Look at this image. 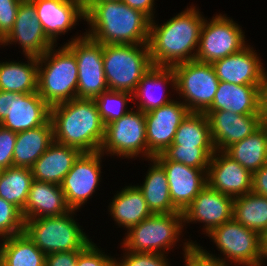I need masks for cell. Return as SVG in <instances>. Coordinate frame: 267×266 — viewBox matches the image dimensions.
<instances>
[{"mask_svg":"<svg viewBox=\"0 0 267 266\" xmlns=\"http://www.w3.org/2000/svg\"><path fill=\"white\" fill-rule=\"evenodd\" d=\"M204 20L196 6H187L162 25L152 19L148 39L152 65L173 67L195 60Z\"/></svg>","mask_w":267,"mask_h":266,"instance_id":"cell-1","label":"cell"},{"mask_svg":"<svg viewBox=\"0 0 267 266\" xmlns=\"http://www.w3.org/2000/svg\"><path fill=\"white\" fill-rule=\"evenodd\" d=\"M85 20L100 44H148L151 19L124 2H85Z\"/></svg>","mask_w":267,"mask_h":266,"instance_id":"cell-2","label":"cell"},{"mask_svg":"<svg viewBox=\"0 0 267 266\" xmlns=\"http://www.w3.org/2000/svg\"><path fill=\"white\" fill-rule=\"evenodd\" d=\"M54 141L81 152L100 151L105 124L93 99H72L50 108Z\"/></svg>","mask_w":267,"mask_h":266,"instance_id":"cell-3","label":"cell"},{"mask_svg":"<svg viewBox=\"0 0 267 266\" xmlns=\"http://www.w3.org/2000/svg\"><path fill=\"white\" fill-rule=\"evenodd\" d=\"M56 47L38 58L37 92L50 107L77 98L76 56L65 44Z\"/></svg>","mask_w":267,"mask_h":266,"instance_id":"cell-4","label":"cell"},{"mask_svg":"<svg viewBox=\"0 0 267 266\" xmlns=\"http://www.w3.org/2000/svg\"><path fill=\"white\" fill-rule=\"evenodd\" d=\"M76 211L71 209L60 216L25 220L24 232L45 255L82 251L92 239L74 219Z\"/></svg>","mask_w":267,"mask_h":266,"instance_id":"cell-5","label":"cell"},{"mask_svg":"<svg viewBox=\"0 0 267 266\" xmlns=\"http://www.w3.org/2000/svg\"><path fill=\"white\" fill-rule=\"evenodd\" d=\"M103 66L109 90L133 93L153 66L148 44H104Z\"/></svg>","mask_w":267,"mask_h":266,"instance_id":"cell-6","label":"cell"},{"mask_svg":"<svg viewBox=\"0 0 267 266\" xmlns=\"http://www.w3.org/2000/svg\"><path fill=\"white\" fill-rule=\"evenodd\" d=\"M184 226L183 212L152 214L125 233L122 250L167 254L178 243Z\"/></svg>","mask_w":267,"mask_h":266,"instance_id":"cell-7","label":"cell"},{"mask_svg":"<svg viewBox=\"0 0 267 266\" xmlns=\"http://www.w3.org/2000/svg\"><path fill=\"white\" fill-rule=\"evenodd\" d=\"M223 254L224 263L242 266H261L263 236L233 218L206 234ZM226 257V258H225Z\"/></svg>","mask_w":267,"mask_h":266,"instance_id":"cell-8","label":"cell"},{"mask_svg":"<svg viewBox=\"0 0 267 266\" xmlns=\"http://www.w3.org/2000/svg\"><path fill=\"white\" fill-rule=\"evenodd\" d=\"M175 91L190 112L205 113L212 105L218 88L212 64L196 60L179 63L173 67Z\"/></svg>","mask_w":267,"mask_h":266,"instance_id":"cell-9","label":"cell"},{"mask_svg":"<svg viewBox=\"0 0 267 266\" xmlns=\"http://www.w3.org/2000/svg\"><path fill=\"white\" fill-rule=\"evenodd\" d=\"M133 109L132 107L120 119L105 125L104 138L100 147L103 155H115L125 159L141 156L147 160L145 113Z\"/></svg>","mask_w":267,"mask_h":266,"instance_id":"cell-10","label":"cell"},{"mask_svg":"<svg viewBox=\"0 0 267 266\" xmlns=\"http://www.w3.org/2000/svg\"><path fill=\"white\" fill-rule=\"evenodd\" d=\"M241 26L221 13L209 21L205 18L195 60L212 64L237 53L248 45Z\"/></svg>","mask_w":267,"mask_h":266,"instance_id":"cell-11","label":"cell"},{"mask_svg":"<svg viewBox=\"0 0 267 266\" xmlns=\"http://www.w3.org/2000/svg\"><path fill=\"white\" fill-rule=\"evenodd\" d=\"M65 45L75 54L78 64L77 98L94 99L108 90L103 66V44L86 34L74 36Z\"/></svg>","mask_w":267,"mask_h":266,"instance_id":"cell-12","label":"cell"},{"mask_svg":"<svg viewBox=\"0 0 267 266\" xmlns=\"http://www.w3.org/2000/svg\"><path fill=\"white\" fill-rule=\"evenodd\" d=\"M50 108L38 92L0 91V126L16 133L39 127L50 120Z\"/></svg>","mask_w":267,"mask_h":266,"instance_id":"cell-13","label":"cell"},{"mask_svg":"<svg viewBox=\"0 0 267 266\" xmlns=\"http://www.w3.org/2000/svg\"><path fill=\"white\" fill-rule=\"evenodd\" d=\"M104 155L100 151L82 152L61 183L67 205L79 210L97 190L102 180L101 168Z\"/></svg>","mask_w":267,"mask_h":266,"instance_id":"cell-14","label":"cell"},{"mask_svg":"<svg viewBox=\"0 0 267 266\" xmlns=\"http://www.w3.org/2000/svg\"><path fill=\"white\" fill-rule=\"evenodd\" d=\"M189 113L177 99L145 113L147 160L162 154L172 144L177 128Z\"/></svg>","mask_w":267,"mask_h":266,"instance_id":"cell-15","label":"cell"},{"mask_svg":"<svg viewBox=\"0 0 267 266\" xmlns=\"http://www.w3.org/2000/svg\"><path fill=\"white\" fill-rule=\"evenodd\" d=\"M37 16L35 5L30 0H23L17 11L14 26L0 41V45L5 47L18 43L25 57L40 58L55 45L45 35Z\"/></svg>","mask_w":267,"mask_h":266,"instance_id":"cell-16","label":"cell"},{"mask_svg":"<svg viewBox=\"0 0 267 266\" xmlns=\"http://www.w3.org/2000/svg\"><path fill=\"white\" fill-rule=\"evenodd\" d=\"M211 138L217 151H225L232 144L253 134L264 123L261 114L240 115L229 111H206Z\"/></svg>","mask_w":267,"mask_h":266,"instance_id":"cell-17","label":"cell"},{"mask_svg":"<svg viewBox=\"0 0 267 266\" xmlns=\"http://www.w3.org/2000/svg\"><path fill=\"white\" fill-rule=\"evenodd\" d=\"M30 1L36 7L37 17L45 35L55 45H57L58 35L68 33L78 24L79 20L85 21V2L83 0Z\"/></svg>","mask_w":267,"mask_h":266,"instance_id":"cell-18","label":"cell"},{"mask_svg":"<svg viewBox=\"0 0 267 266\" xmlns=\"http://www.w3.org/2000/svg\"><path fill=\"white\" fill-rule=\"evenodd\" d=\"M234 198L212 189L208 184L183 212L184 224H204L203 234L232 219Z\"/></svg>","mask_w":267,"mask_h":266,"instance_id":"cell-19","label":"cell"},{"mask_svg":"<svg viewBox=\"0 0 267 266\" xmlns=\"http://www.w3.org/2000/svg\"><path fill=\"white\" fill-rule=\"evenodd\" d=\"M253 174L224 151H215L207 171V184L233 198L252 191Z\"/></svg>","mask_w":267,"mask_h":266,"instance_id":"cell-20","label":"cell"},{"mask_svg":"<svg viewBox=\"0 0 267 266\" xmlns=\"http://www.w3.org/2000/svg\"><path fill=\"white\" fill-rule=\"evenodd\" d=\"M164 169L173 205L184 212L207 185L208 169H198L171 160H156Z\"/></svg>","mask_w":267,"mask_h":266,"instance_id":"cell-21","label":"cell"},{"mask_svg":"<svg viewBox=\"0 0 267 266\" xmlns=\"http://www.w3.org/2000/svg\"><path fill=\"white\" fill-rule=\"evenodd\" d=\"M255 51L248 44L239 52L212 63L219 81L236 85H259L265 68Z\"/></svg>","mask_w":267,"mask_h":266,"instance_id":"cell-22","label":"cell"},{"mask_svg":"<svg viewBox=\"0 0 267 266\" xmlns=\"http://www.w3.org/2000/svg\"><path fill=\"white\" fill-rule=\"evenodd\" d=\"M175 90V73L172 67L152 66L140 79L135 91L132 93V100H137V110L143 113L151 112L174 99H169L163 90L166 86ZM160 87V88H159ZM158 89L163 90L161 94L156 93Z\"/></svg>","mask_w":267,"mask_h":266,"instance_id":"cell-23","label":"cell"},{"mask_svg":"<svg viewBox=\"0 0 267 266\" xmlns=\"http://www.w3.org/2000/svg\"><path fill=\"white\" fill-rule=\"evenodd\" d=\"M70 210L60 185L33 180L22 215L28 220L60 216Z\"/></svg>","mask_w":267,"mask_h":266,"instance_id":"cell-24","label":"cell"},{"mask_svg":"<svg viewBox=\"0 0 267 266\" xmlns=\"http://www.w3.org/2000/svg\"><path fill=\"white\" fill-rule=\"evenodd\" d=\"M81 153L75 147L54 141L31 168L33 179L61 185Z\"/></svg>","mask_w":267,"mask_h":266,"instance_id":"cell-25","label":"cell"},{"mask_svg":"<svg viewBox=\"0 0 267 266\" xmlns=\"http://www.w3.org/2000/svg\"><path fill=\"white\" fill-rule=\"evenodd\" d=\"M229 111L240 115L260 114L258 85H236L220 81L207 111Z\"/></svg>","mask_w":267,"mask_h":266,"instance_id":"cell-26","label":"cell"},{"mask_svg":"<svg viewBox=\"0 0 267 266\" xmlns=\"http://www.w3.org/2000/svg\"><path fill=\"white\" fill-rule=\"evenodd\" d=\"M108 208L119 228L124 227L127 231L152 215L142 192L131 184L117 191Z\"/></svg>","mask_w":267,"mask_h":266,"instance_id":"cell-27","label":"cell"},{"mask_svg":"<svg viewBox=\"0 0 267 266\" xmlns=\"http://www.w3.org/2000/svg\"><path fill=\"white\" fill-rule=\"evenodd\" d=\"M53 142L51 120L39 127L18 132L13 151V166L31 169Z\"/></svg>","mask_w":267,"mask_h":266,"instance_id":"cell-28","label":"cell"},{"mask_svg":"<svg viewBox=\"0 0 267 266\" xmlns=\"http://www.w3.org/2000/svg\"><path fill=\"white\" fill-rule=\"evenodd\" d=\"M150 168L143 184L136 185L142 192L152 214L179 213L170 198L169 184L163 167L154 159H149Z\"/></svg>","mask_w":267,"mask_h":266,"instance_id":"cell-29","label":"cell"},{"mask_svg":"<svg viewBox=\"0 0 267 266\" xmlns=\"http://www.w3.org/2000/svg\"><path fill=\"white\" fill-rule=\"evenodd\" d=\"M224 152L252 174L267 165V122Z\"/></svg>","mask_w":267,"mask_h":266,"instance_id":"cell-30","label":"cell"},{"mask_svg":"<svg viewBox=\"0 0 267 266\" xmlns=\"http://www.w3.org/2000/svg\"><path fill=\"white\" fill-rule=\"evenodd\" d=\"M27 63L0 61V91L37 92L38 58L26 56Z\"/></svg>","mask_w":267,"mask_h":266,"instance_id":"cell-31","label":"cell"},{"mask_svg":"<svg viewBox=\"0 0 267 266\" xmlns=\"http://www.w3.org/2000/svg\"><path fill=\"white\" fill-rule=\"evenodd\" d=\"M167 149H215L206 114L190 112L180 123Z\"/></svg>","mask_w":267,"mask_h":266,"instance_id":"cell-32","label":"cell"},{"mask_svg":"<svg viewBox=\"0 0 267 266\" xmlns=\"http://www.w3.org/2000/svg\"><path fill=\"white\" fill-rule=\"evenodd\" d=\"M0 240L4 266H45L46 255L25 232Z\"/></svg>","mask_w":267,"mask_h":266,"instance_id":"cell-33","label":"cell"},{"mask_svg":"<svg viewBox=\"0 0 267 266\" xmlns=\"http://www.w3.org/2000/svg\"><path fill=\"white\" fill-rule=\"evenodd\" d=\"M232 218L263 236L267 233V197L252 191L235 197Z\"/></svg>","mask_w":267,"mask_h":266,"instance_id":"cell-34","label":"cell"},{"mask_svg":"<svg viewBox=\"0 0 267 266\" xmlns=\"http://www.w3.org/2000/svg\"><path fill=\"white\" fill-rule=\"evenodd\" d=\"M33 180L30 168L12 166L0 171V197L23 212Z\"/></svg>","mask_w":267,"mask_h":266,"instance_id":"cell-35","label":"cell"},{"mask_svg":"<svg viewBox=\"0 0 267 266\" xmlns=\"http://www.w3.org/2000/svg\"><path fill=\"white\" fill-rule=\"evenodd\" d=\"M93 100L105 125L127 114L130 111L127 104L133 102L132 93L109 89Z\"/></svg>","mask_w":267,"mask_h":266,"instance_id":"cell-36","label":"cell"},{"mask_svg":"<svg viewBox=\"0 0 267 266\" xmlns=\"http://www.w3.org/2000/svg\"><path fill=\"white\" fill-rule=\"evenodd\" d=\"M216 149H166L153 157L155 160H171L198 169H208Z\"/></svg>","mask_w":267,"mask_h":266,"instance_id":"cell-37","label":"cell"},{"mask_svg":"<svg viewBox=\"0 0 267 266\" xmlns=\"http://www.w3.org/2000/svg\"><path fill=\"white\" fill-rule=\"evenodd\" d=\"M24 224L22 211L0 197V239L24 232Z\"/></svg>","mask_w":267,"mask_h":266,"instance_id":"cell-38","label":"cell"},{"mask_svg":"<svg viewBox=\"0 0 267 266\" xmlns=\"http://www.w3.org/2000/svg\"><path fill=\"white\" fill-rule=\"evenodd\" d=\"M194 241L183 243L185 266H229Z\"/></svg>","mask_w":267,"mask_h":266,"instance_id":"cell-39","label":"cell"},{"mask_svg":"<svg viewBox=\"0 0 267 266\" xmlns=\"http://www.w3.org/2000/svg\"><path fill=\"white\" fill-rule=\"evenodd\" d=\"M123 252L121 259L115 258V266H171L166 258L168 255L165 254L134 253L125 249Z\"/></svg>","mask_w":267,"mask_h":266,"instance_id":"cell-40","label":"cell"},{"mask_svg":"<svg viewBox=\"0 0 267 266\" xmlns=\"http://www.w3.org/2000/svg\"><path fill=\"white\" fill-rule=\"evenodd\" d=\"M76 266H115V258L105 254V251L92 241L78 254Z\"/></svg>","mask_w":267,"mask_h":266,"instance_id":"cell-41","label":"cell"},{"mask_svg":"<svg viewBox=\"0 0 267 266\" xmlns=\"http://www.w3.org/2000/svg\"><path fill=\"white\" fill-rule=\"evenodd\" d=\"M17 133L0 126V171L13 166Z\"/></svg>","mask_w":267,"mask_h":266,"instance_id":"cell-42","label":"cell"},{"mask_svg":"<svg viewBox=\"0 0 267 266\" xmlns=\"http://www.w3.org/2000/svg\"><path fill=\"white\" fill-rule=\"evenodd\" d=\"M23 0H0V41L14 26L17 11Z\"/></svg>","mask_w":267,"mask_h":266,"instance_id":"cell-43","label":"cell"},{"mask_svg":"<svg viewBox=\"0 0 267 266\" xmlns=\"http://www.w3.org/2000/svg\"><path fill=\"white\" fill-rule=\"evenodd\" d=\"M81 251L55 252L46 255L45 266H76Z\"/></svg>","mask_w":267,"mask_h":266,"instance_id":"cell-44","label":"cell"},{"mask_svg":"<svg viewBox=\"0 0 267 266\" xmlns=\"http://www.w3.org/2000/svg\"><path fill=\"white\" fill-rule=\"evenodd\" d=\"M252 192L267 197V165L253 173Z\"/></svg>","mask_w":267,"mask_h":266,"instance_id":"cell-45","label":"cell"},{"mask_svg":"<svg viewBox=\"0 0 267 266\" xmlns=\"http://www.w3.org/2000/svg\"><path fill=\"white\" fill-rule=\"evenodd\" d=\"M266 71V72H265ZM259 112L267 122V70H264L258 85Z\"/></svg>","mask_w":267,"mask_h":266,"instance_id":"cell-46","label":"cell"},{"mask_svg":"<svg viewBox=\"0 0 267 266\" xmlns=\"http://www.w3.org/2000/svg\"><path fill=\"white\" fill-rule=\"evenodd\" d=\"M122 2L126 3L129 7L133 9L143 12L151 20L155 18V0H122Z\"/></svg>","mask_w":267,"mask_h":266,"instance_id":"cell-47","label":"cell"},{"mask_svg":"<svg viewBox=\"0 0 267 266\" xmlns=\"http://www.w3.org/2000/svg\"><path fill=\"white\" fill-rule=\"evenodd\" d=\"M264 259H267V233H265L263 235V241H262V264H261V266H263L264 265L263 263L265 261H267V260H264Z\"/></svg>","mask_w":267,"mask_h":266,"instance_id":"cell-48","label":"cell"},{"mask_svg":"<svg viewBox=\"0 0 267 266\" xmlns=\"http://www.w3.org/2000/svg\"><path fill=\"white\" fill-rule=\"evenodd\" d=\"M102 1L122 2V0H87L86 2H102Z\"/></svg>","mask_w":267,"mask_h":266,"instance_id":"cell-49","label":"cell"},{"mask_svg":"<svg viewBox=\"0 0 267 266\" xmlns=\"http://www.w3.org/2000/svg\"><path fill=\"white\" fill-rule=\"evenodd\" d=\"M0 266H4L3 255H2L1 249H0Z\"/></svg>","mask_w":267,"mask_h":266,"instance_id":"cell-50","label":"cell"}]
</instances>
